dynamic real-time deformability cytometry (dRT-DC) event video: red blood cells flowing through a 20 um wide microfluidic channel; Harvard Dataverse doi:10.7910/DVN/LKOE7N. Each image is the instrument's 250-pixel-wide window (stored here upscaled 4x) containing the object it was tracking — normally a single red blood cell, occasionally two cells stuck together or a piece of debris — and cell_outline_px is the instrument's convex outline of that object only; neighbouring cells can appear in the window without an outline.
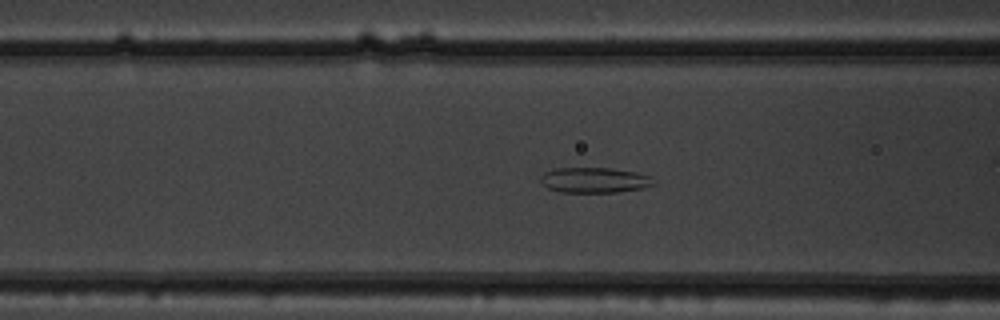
{"species": "common noctule bat (a hibernating species)", "species_latin": "Nyctalus noctula", "temperature_condition": "warm", "stored_images_in_passage": 52, "camera_frame_rate_fps": 3000, "um_per_image_px": 0.085, "animal": {"sex": "male", "body_mass_g": 19.5, "forearm_length_mm": 54.6}, "frame": {"image": 1, "passage_image": 21, "time_ms": 6.667, "image_size_px": [1000, 320], "cell_outline_px": [[656, 184], [644, 188], [616, 192], [560, 192], [548, 188], [540, 180], [540, 176], [544, 172], [556, 168], [608, 168], [636, 172], [652, 176]], "centroid_in_image_um": [50.56, 15.31], "position_along_channel_um": 116.0, "area_um2": 16.76}}
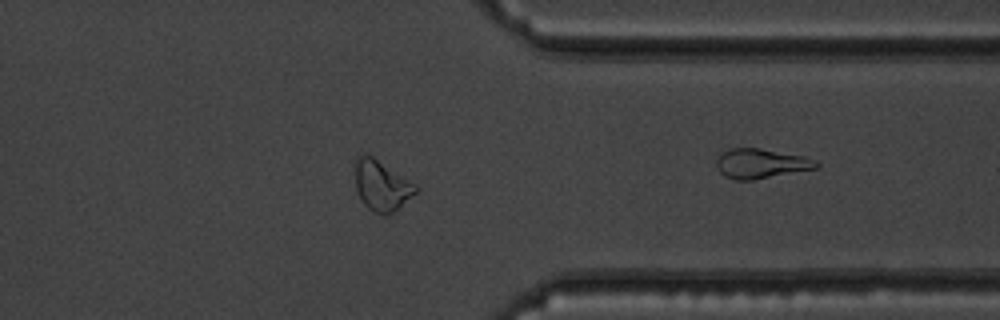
{"frame": {"image": 2, "passage_image": 41, "time_ms": 13.333, "image_size_px": [1000, 320], "cell_outline_px": [[420, 188], [400, 208], [388, 216], [384, 216], [372, 212], [360, 200], [356, 188], [356, 156], [364, 152], [372, 156], [416, 184]], "centroid_in_image_um": [32.44, 15.8], "position_along_channel_um": 379.0, "area_um2": 18.03}}
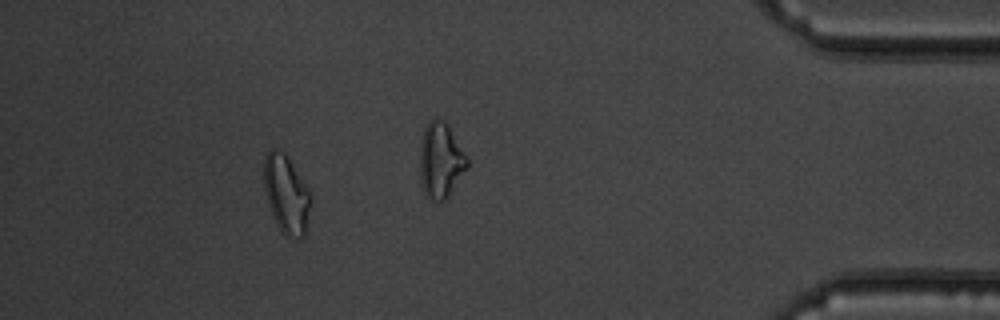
{"frame": {"image": 3, "passage_image": 47, "time_ms": 15.333, "image_size_px": [1000, 320], "cell_outline_px": [[312, 204], [308, 224], [304, 236], [284, 236], [272, 212], [264, 188], [264, 156], [272, 148], [276, 148], [284, 152], [288, 156], [308, 188], [312, 196]], "centroid_in_image_um": [24.37, 16.47], "position_along_channel_um": 410.8, "area_um2": 21.33}, "authors_computed_cell_mechanics": {"area_um2": 19.8543, "velocity_mm_per_s": 4.0304, "shape_relaxation_time_tau1_ms": null, "shape_relaxation_time_tau2_ms": 2.4027, "deformation_change_tau1": null, "deformation_change_tau2": 0.1126}}